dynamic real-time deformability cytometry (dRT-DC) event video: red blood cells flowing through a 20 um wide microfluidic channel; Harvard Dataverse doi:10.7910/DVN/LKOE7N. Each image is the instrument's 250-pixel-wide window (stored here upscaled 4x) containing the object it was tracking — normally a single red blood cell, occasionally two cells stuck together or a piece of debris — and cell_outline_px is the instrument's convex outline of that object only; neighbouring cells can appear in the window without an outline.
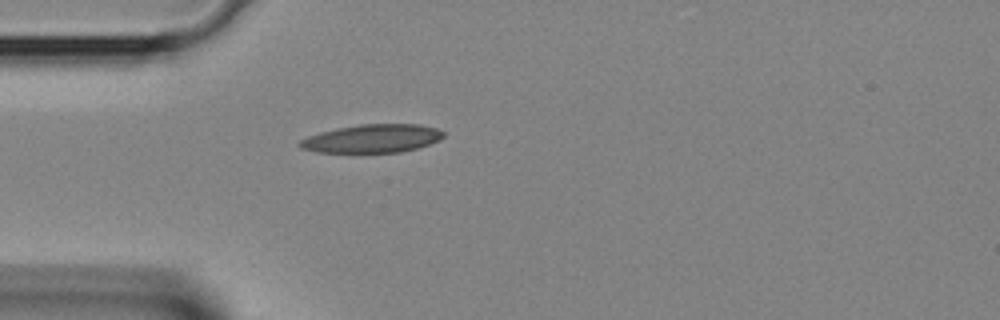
{"species": "Egyptian fruit bat (a non-hibernating species)", "species_latin": "Rousettus aegyptiacus", "temperature_condition": "room temperature", "stored_images_in_passage": 28, "camera_frame_rate_fps": 3000, "um_per_image_px": 0.085, "animal": {"sex": "female"}, "frame": {"image": 1, "passage_image": 1, "time_ms": 0.0, "image_size_px": [1000, 320], "cell_outline_px": [[444, 136], [440, 140], [416, 148], [400, 152], [316, 152], [300, 148], [296, 144], [300, 140], [308, 136], [320, 132], [360, 124], [420, 124], [436, 128], [444, 132]], "centroid_in_image_um": [31.63, 11.77], "position_along_channel_um": 53.4, "area_um2": 23.58}}
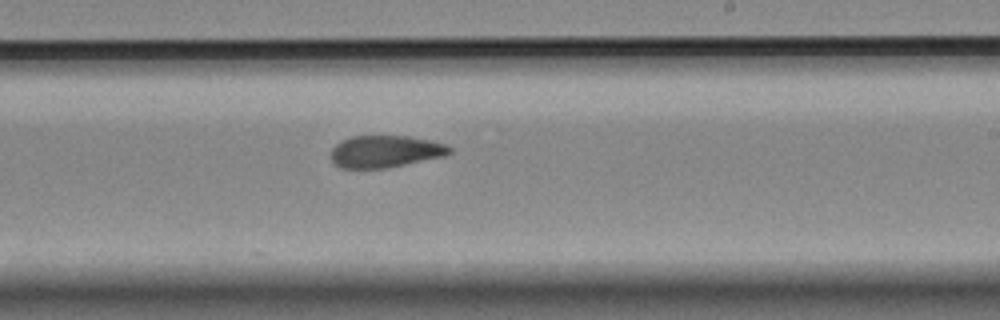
{"frame": {"image": 2, "passage_image": 13, "time_ms": 4.0, "image_size_px": [1000, 320], "cell_outline_px": [[452, 152], [448, 156], [384, 168], [340, 168], [332, 160], [332, 148], [336, 144], [352, 136], [408, 136], [432, 140], [448, 144], [452, 148]], "centroid_in_image_um": [32.83, 12.87], "position_along_channel_um": 256.2, "area_um2": 22.25}}
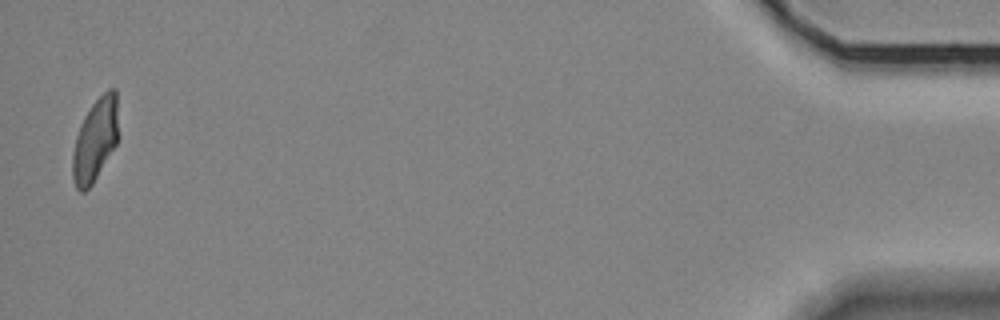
{"frame": {"image": 3, "passage_image": 28, "time_ms": 9.0, "image_size_px": [1000, 320], "cell_outline_px": [[120, 136], [116, 144], [92, 184], [84, 192], [80, 192], [76, 188], [72, 176], [72, 152], [76, 136], [80, 124], [84, 116], [92, 104], [108, 88], [116, 88]], "centroid_in_image_um": [8.11, 11.86], "position_along_channel_um": 427.1, "area_um2": 22.48}}